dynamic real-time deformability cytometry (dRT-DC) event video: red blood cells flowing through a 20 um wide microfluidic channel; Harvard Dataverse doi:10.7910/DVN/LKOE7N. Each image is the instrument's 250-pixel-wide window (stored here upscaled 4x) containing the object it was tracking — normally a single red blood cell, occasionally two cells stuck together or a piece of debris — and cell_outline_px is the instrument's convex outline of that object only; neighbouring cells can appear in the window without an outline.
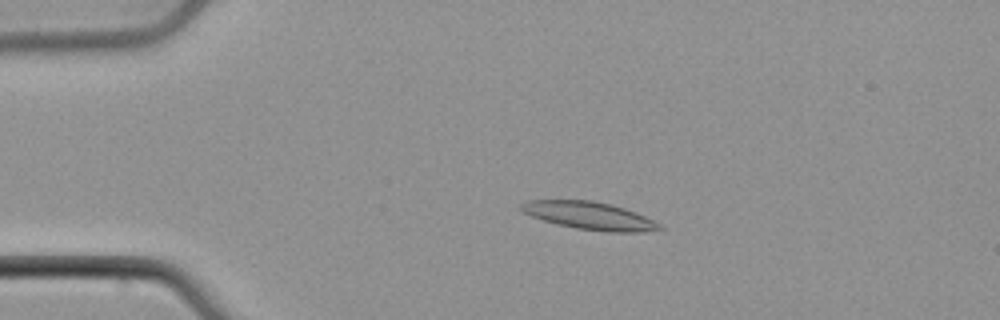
{"species": "common noctule bat (a hibernating species)", "species_latin": "Nyctalus noctula", "temperature_condition": "cold", "stored_images_in_passage": 51, "camera_frame_rate_fps": 3000, "um_per_image_px": 0.085, "animal": {"sex": "male", "body_mass_g": 21.5, "forearm_length_mm": 52.0}, "frame": {"image": 1, "passage_image": 12, "time_ms": 3.667, "image_size_px": [1000, 320], "cell_outline_px": [[664, 228], [644, 232], [608, 232], [576, 228], [556, 224], [532, 216], [524, 212], [520, 208], [520, 204], [528, 200], [592, 200], [624, 208], [636, 212], [660, 224]], "centroid_in_image_um": [50.11, 18.34], "position_along_channel_um": 34.9, "area_um2": 22.14}}
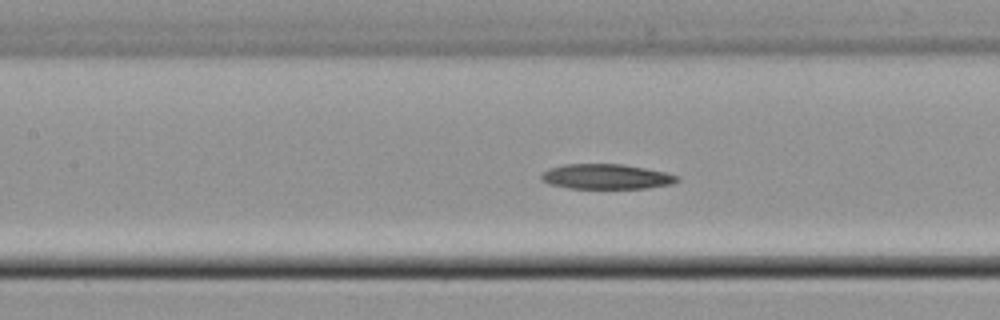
{"frame": {"image": 2, "passage_image": 24, "time_ms": 7.667, "image_size_px": [1000, 320], "cell_outline_px": [[680, 180], [672, 184], [648, 188], [568, 188], [548, 184], [540, 180], [540, 176], [548, 168], [564, 164], [624, 164], [664, 172], [680, 176]], "centroid_in_image_um": [51.52, 15.01], "position_along_channel_um": 155.9, "area_um2": 19.94}}
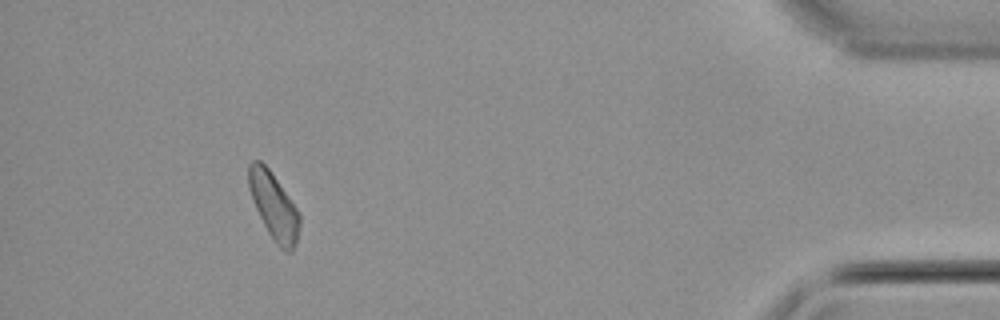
{"frame": {"image": 3, "passage_image": 47, "time_ms": 15.333, "image_size_px": [1000, 320], "cell_outline_px": [[300, 224], [296, 244], [292, 252], [288, 252], [280, 248], [276, 244], [268, 232], [256, 208], [248, 184], [248, 164], [252, 160], [260, 160], [268, 168], [300, 212]], "centroid_in_image_um": [23.29, 17.52], "position_along_channel_um": 411.9, "area_um2": 19.59}}